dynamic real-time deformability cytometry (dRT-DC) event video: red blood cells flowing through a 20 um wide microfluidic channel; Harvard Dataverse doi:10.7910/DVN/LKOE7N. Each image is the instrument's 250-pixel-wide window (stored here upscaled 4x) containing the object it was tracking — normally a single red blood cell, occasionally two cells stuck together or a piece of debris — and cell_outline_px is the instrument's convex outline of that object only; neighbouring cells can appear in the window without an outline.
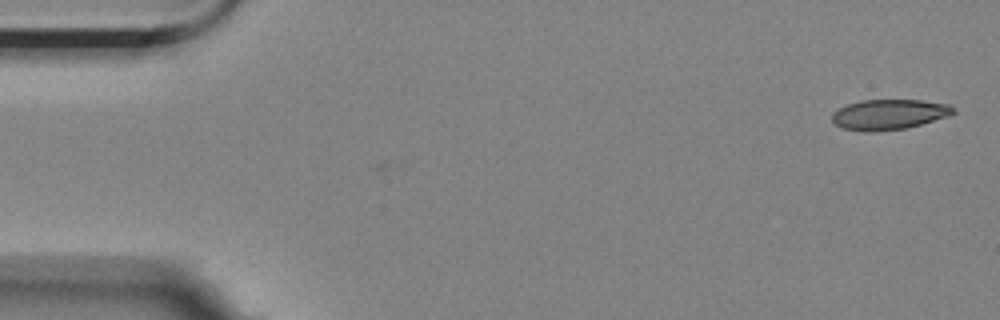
{"species": "Egyptian fruit bat (a non-hibernating species)", "species_latin": "Rousettus aegyptiacus", "temperature_condition": "room temperature", "stored_images_in_passage": 2, "camera_frame_rate_fps": 3000, "um_per_image_px": 0.085, "animal": {"sex": "female"}, "frame": {"image": 1, "passage_image": 2, "time_ms": 0.333, "image_size_px": [1000, 320], "cell_outline_px": [[956, 112], [948, 116], [920, 124], [904, 128], [876, 132], [864, 132], [844, 128], [836, 124], [832, 120], [832, 112], [848, 104], [860, 100], [920, 100], [952, 104]], "centroid_in_image_um": [75.58, 9.72], "position_along_channel_um": 9.4, "area_um2": 21.39}}